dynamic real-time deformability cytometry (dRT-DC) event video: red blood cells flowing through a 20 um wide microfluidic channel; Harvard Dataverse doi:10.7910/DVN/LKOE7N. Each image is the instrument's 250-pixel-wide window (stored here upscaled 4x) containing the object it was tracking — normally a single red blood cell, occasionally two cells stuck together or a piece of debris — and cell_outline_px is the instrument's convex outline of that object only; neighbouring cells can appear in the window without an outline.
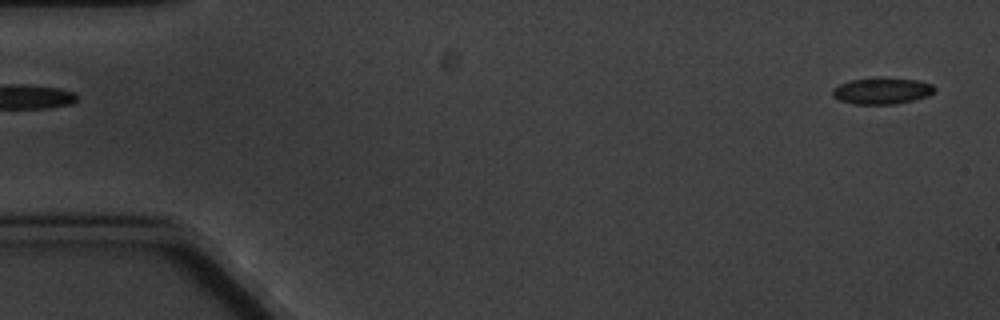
{"species": "common noctule bat (a hibernating species)", "species_latin": "Nyctalus noctula", "temperature_condition": "cold", "stored_images_in_passage": 2, "camera_frame_rate_fps": 3000, "um_per_image_px": 0.085, "animal": {"sex": "male", "body_mass_g": 20.1, "forearm_length_mm": 53.5}, "frame": {"image": 1, "passage_image": 2, "time_ms": 1.333, "image_size_px": [1000, 320], "cell_outline_px": [[936, 88], [928, 96], [896, 104], [852, 104], [840, 100], [832, 96], [832, 88], [840, 84], [852, 80], [876, 76], [920, 80], [932, 84]], "centroid_in_image_um": [74.96, 7.7], "position_along_channel_um": 10.0, "area_um2": 16.01}}